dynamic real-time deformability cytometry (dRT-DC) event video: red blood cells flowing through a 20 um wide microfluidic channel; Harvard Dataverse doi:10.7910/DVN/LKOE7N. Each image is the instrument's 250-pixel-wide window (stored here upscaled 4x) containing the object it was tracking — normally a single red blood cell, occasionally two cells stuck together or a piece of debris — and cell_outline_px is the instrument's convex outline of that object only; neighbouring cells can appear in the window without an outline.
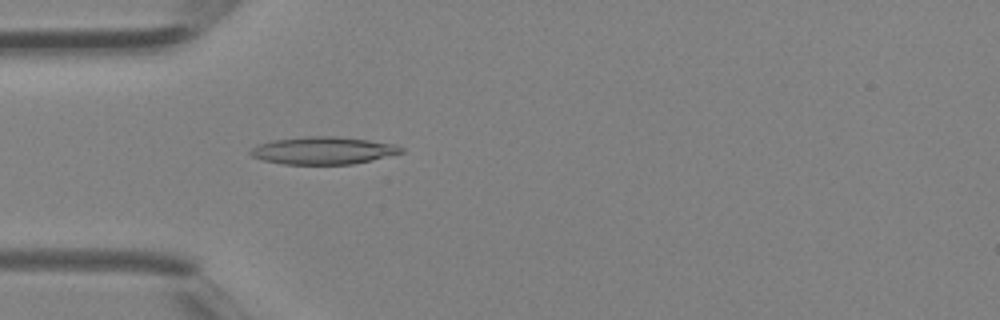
{"species": "Egyptian fruit bat (a non-hibernating species)", "species_latin": "Rousettus aegyptiacus", "temperature_condition": "room temperature", "stored_images_in_passage": 4, "camera_frame_rate_fps": 3000, "um_per_image_px": 0.085, "animal": {"sex": "female"}, "frame": {"image": 1, "passage_image": 4, "time_ms": 1.0, "image_size_px": [1000, 320], "cell_outline_px": [[404, 152], [372, 160], [352, 164], [284, 164], [264, 160], [252, 156], [248, 152], [252, 148], [260, 144], [272, 140], [304, 136], [336, 136], [368, 140], [392, 144], [404, 148]], "centroid_in_image_um": [27.47, 12.79], "position_along_channel_um": 57.5, "area_um2": 23.99}}